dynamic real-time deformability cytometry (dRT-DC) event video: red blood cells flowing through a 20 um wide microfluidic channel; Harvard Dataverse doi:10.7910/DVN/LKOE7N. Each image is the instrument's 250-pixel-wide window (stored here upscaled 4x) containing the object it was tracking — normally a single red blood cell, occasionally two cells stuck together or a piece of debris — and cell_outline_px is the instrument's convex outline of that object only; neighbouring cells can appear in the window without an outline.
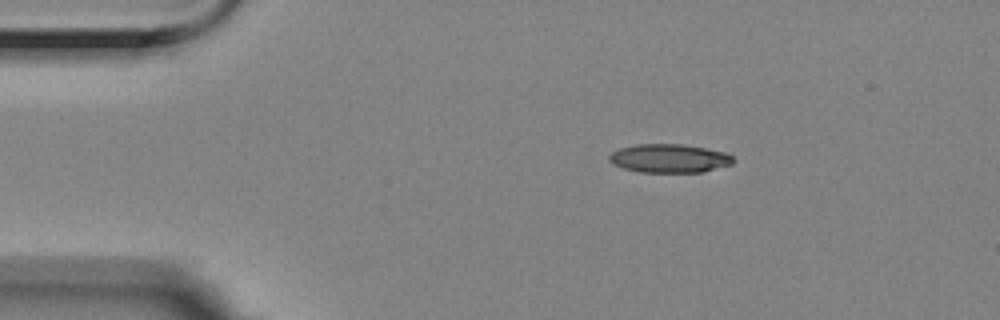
{"species": "Egyptian fruit bat (a non-hibernating species)", "species_latin": "Rousettus aegyptiacus", "temperature_condition": "room temperature", "stored_images_in_passage": 3, "camera_frame_rate_fps": 3000, "um_per_image_px": 0.085, "animal": {"sex": "female"}, "frame": {"image": 1, "passage_image": 1, "time_ms": 0.0, "image_size_px": [1000, 320], "cell_outline_px": [[736, 160], [732, 164], [704, 172], [640, 172], [624, 168], [608, 160], [608, 156], [612, 152], [620, 148], [636, 144], [684, 144], [728, 152]], "centroid_in_image_um": [56.95, 13.45], "position_along_channel_um": 28.1, "area_um2": 20.81}}
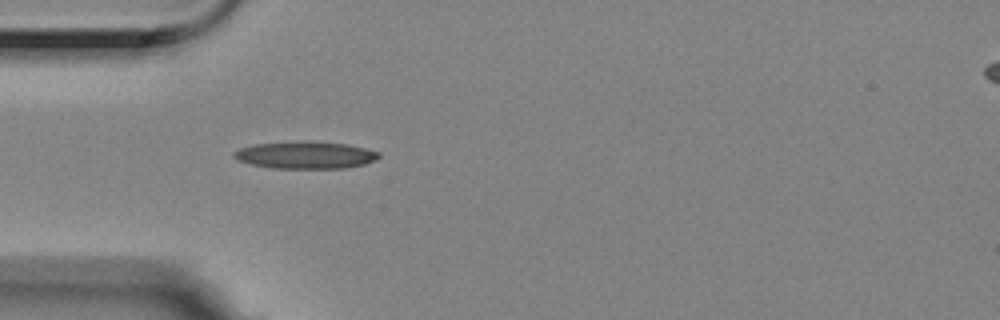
{"frame": {"image": 2, "passage_image": 3, "time_ms": 0.667, "image_size_px": [1000, 320], "cell_outline_px": [[380, 156], [364, 164], [344, 168], [272, 168], [252, 164], [236, 160], [232, 156], [232, 152], [240, 148], [256, 144], [304, 140], [348, 144], [380, 152]], "centroid_in_image_um": [25.92, 13.17], "position_along_channel_um": 59.1, "area_um2": 23.0}}